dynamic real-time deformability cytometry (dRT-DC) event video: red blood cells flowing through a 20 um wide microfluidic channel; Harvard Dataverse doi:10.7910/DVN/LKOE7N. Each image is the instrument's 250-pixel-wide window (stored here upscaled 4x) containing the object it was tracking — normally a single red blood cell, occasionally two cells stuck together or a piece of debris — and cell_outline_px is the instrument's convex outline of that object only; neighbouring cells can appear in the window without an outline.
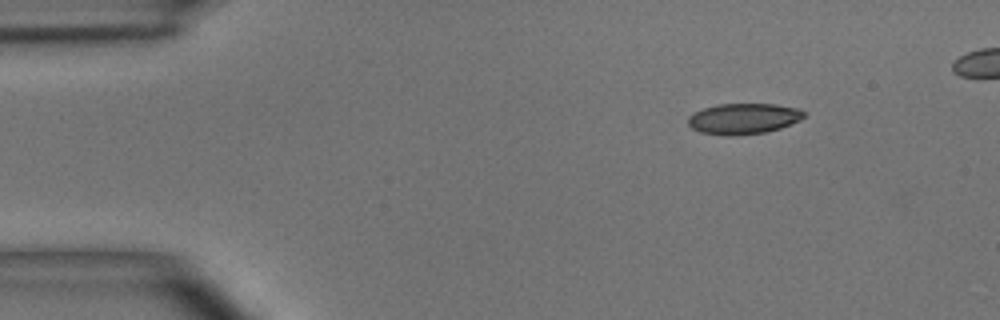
{"species": "common noctule bat (a hibernating species)", "species_latin": "Nyctalus noctula", "temperature_condition": "room temperature", "stored_images_in_passage": 4, "camera_frame_rate_fps": 3000, "um_per_image_px": 0.085, "animal": {"sex": "male", "body_mass_g": 15.6}, "frame": {"image": 1, "passage_image": 1, "time_ms": 0.0, "image_size_px": [1000, 320], "cell_outline_px": [[804, 116], [800, 120], [780, 128], [764, 132], [732, 136], [724, 136], [700, 132], [692, 128], [688, 124], [688, 116], [692, 112], [716, 104], [776, 104], [800, 108], [804, 112]], "centroid_in_image_um": [63.17, 10.08], "position_along_channel_um": 21.8, "area_um2": 20.92}}